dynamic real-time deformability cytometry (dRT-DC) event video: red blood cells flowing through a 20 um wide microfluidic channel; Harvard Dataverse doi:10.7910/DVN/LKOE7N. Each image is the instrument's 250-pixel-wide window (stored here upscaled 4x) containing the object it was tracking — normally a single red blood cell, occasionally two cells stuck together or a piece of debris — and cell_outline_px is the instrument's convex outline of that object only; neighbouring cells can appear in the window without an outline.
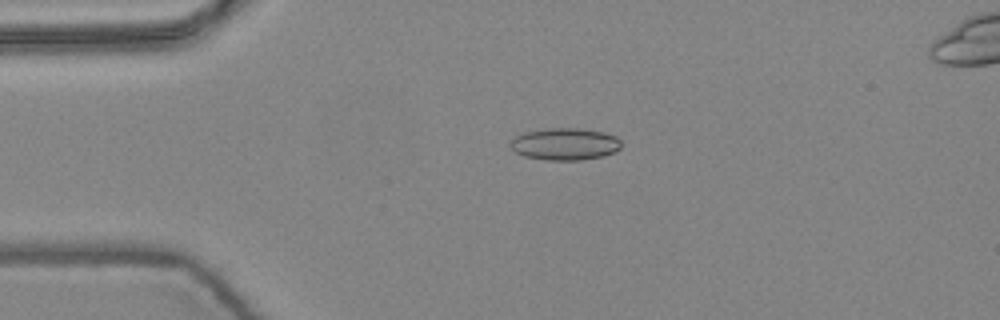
{"species": "common noctule bat (a hibernating species)", "species_latin": "Nyctalus noctula", "temperature_condition": "warm", "stored_images_in_passage": 6, "camera_frame_rate_fps": 3000, "um_per_image_px": 0.085, "animal": {"sex": "female", "body_mass_g": 24.6, "forearm_length_mm": 56.2}, "frame": {"image": 1, "passage_image": 4, "time_ms": 1.0, "image_size_px": [1000, 320], "cell_outline_px": [[620, 148], [616, 152], [604, 156], [580, 160], [544, 160], [524, 156], [516, 152], [512, 148], [512, 140], [520, 132], [548, 128], [580, 128], [604, 132], [616, 136], [620, 140]], "centroid_in_image_um": [48.04, 12.24], "position_along_channel_um": 37.0, "area_um2": 20.87}}